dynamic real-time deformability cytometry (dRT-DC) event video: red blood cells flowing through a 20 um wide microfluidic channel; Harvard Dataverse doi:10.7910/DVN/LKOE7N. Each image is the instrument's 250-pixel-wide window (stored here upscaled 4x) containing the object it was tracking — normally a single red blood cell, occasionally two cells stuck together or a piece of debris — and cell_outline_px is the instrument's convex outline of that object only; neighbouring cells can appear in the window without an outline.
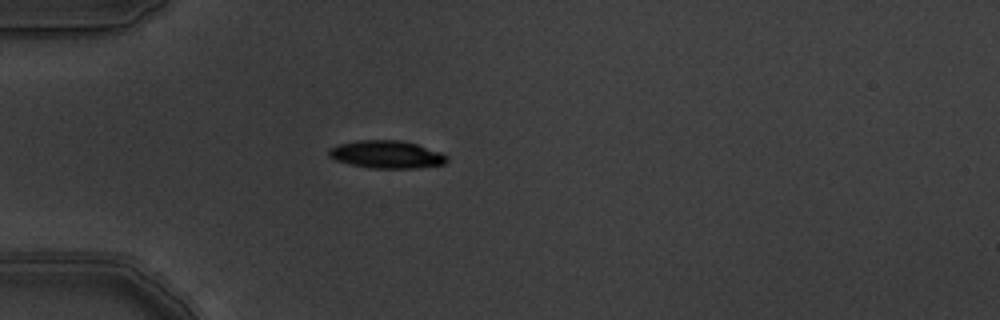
{"species": "common noctule bat (a hibernating species)", "species_latin": "Nyctalus noctula", "temperature_condition": "warm", "stored_images_in_passage": 1, "camera_frame_rate_fps": 3000, "um_per_image_px": 0.085, "animal": {"sex": "male", "body_mass_g": 19.5, "forearm_length_mm": 54.6}, "frame": {"image": 1, "passage_image": 1, "time_ms": 0.0, "image_size_px": [1000, 320], "cell_outline_px": [[448, 160], [444, 164], [412, 168], [372, 168], [348, 164], [336, 160], [328, 156], [328, 152], [332, 148], [340, 144], [356, 140], [400, 140], [416, 144], [440, 152], [448, 156]], "centroid_in_image_um": [32.86, 13.13], "position_along_channel_um": 52.1, "area_um2": 18.9}}